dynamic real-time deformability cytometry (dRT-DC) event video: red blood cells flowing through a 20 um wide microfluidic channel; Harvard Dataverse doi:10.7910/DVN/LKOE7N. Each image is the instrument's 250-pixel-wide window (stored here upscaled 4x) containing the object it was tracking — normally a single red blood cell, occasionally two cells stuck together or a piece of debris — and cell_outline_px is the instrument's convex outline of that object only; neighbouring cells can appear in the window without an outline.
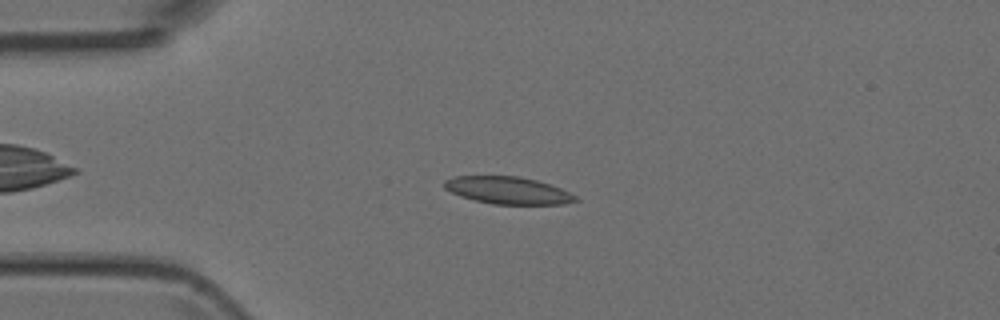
{"species": "Egyptian fruit bat (a non-hibernating species)", "species_latin": "Rousettus aegyptiacus", "temperature_condition": "room temperature", "stored_images_in_passage": 5, "camera_frame_rate_fps": 3000, "um_per_image_px": 0.085, "animal": {"sex": "female"}, "frame": {"image": 1, "passage_image": 3, "time_ms": 3.0, "image_size_px": [1000, 320], "cell_outline_px": [[580, 200], [564, 204], [492, 204], [460, 196], [444, 188], [444, 180], [456, 176], [520, 176], [536, 180], [560, 188], [576, 196]], "centroid_in_image_um": [43.17, 16.18], "position_along_channel_um": 41.8, "area_um2": 20.69}}
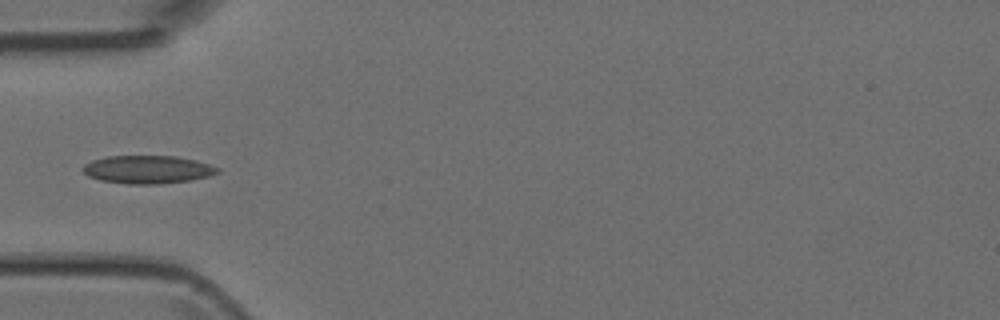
{"frame": {"image": 2, "passage_image": 4, "time_ms": 4.333, "image_size_px": [1000, 320], "cell_outline_px": [[220, 172], [208, 176], [192, 180], [160, 184], [128, 184], [100, 180], [88, 176], [80, 168], [84, 164], [92, 160], [108, 156], [176, 156], [196, 160], [220, 168]], "centroid_in_image_um": [12.54, 14.41], "position_along_channel_um": 72.5, "area_um2": 22.14}}
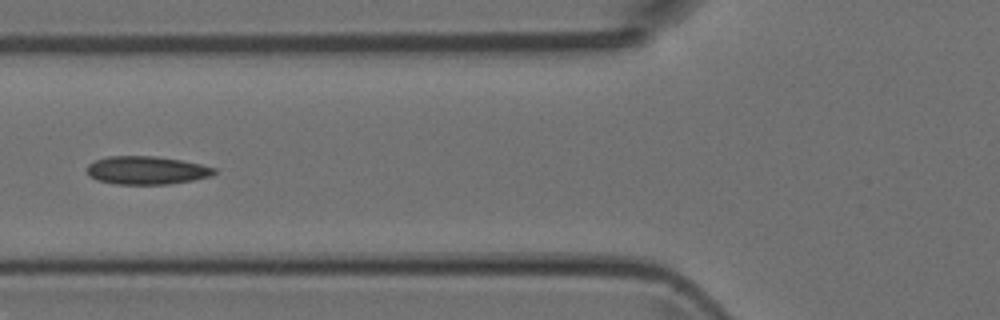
{"frame": {"image": 3, "passage_image": 5, "time_ms": 5.333, "image_size_px": [1000, 320], "cell_outline_px": [[216, 172], [212, 176], [192, 180], [168, 184], [116, 184], [96, 180], [88, 176], [88, 164], [96, 160], [108, 156], [156, 156], [180, 160], [200, 164], [216, 168]], "centroid_in_image_um": [12.45, 14.48], "position_along_channel_um": 113.3, "area_um2": 20.87}}